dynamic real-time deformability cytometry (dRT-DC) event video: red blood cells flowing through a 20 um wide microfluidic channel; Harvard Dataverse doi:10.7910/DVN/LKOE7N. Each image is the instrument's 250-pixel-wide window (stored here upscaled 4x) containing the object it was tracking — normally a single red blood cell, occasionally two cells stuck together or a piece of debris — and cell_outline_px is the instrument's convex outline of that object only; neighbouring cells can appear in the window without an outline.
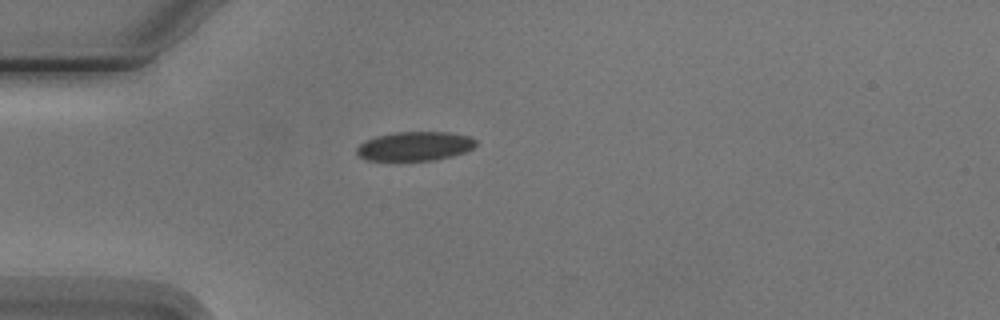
{"species": "Egyptian fruit bat (a non-hibernating species)", "species_latin": "Rousettus aegyptiacus", "temperature_condition": "cold", "stored_images_in_passage": 2, "camera_frame_rate_fps": 3000, "um_per_image_px": 0.085, "animal": {"sex": "male"}, "frame": {"image": 1, "passage_image": 1, "time_ms": 0.0, "image_size_px": [1000, 320], "cell_outline_px": [[476, 144], [472, 148], [464, 152], [452, 156], [436, 160], [368, 160], [360, 156], [356, 152], [356, 148], [360, 144], [376, 136], [396, 132], [448, 132], [472, 136], [476, 140]], "centroid_in_image_um": [35.3, 12.42], "position_along_channel_um": 49.7, "area_um2": 20.11}}